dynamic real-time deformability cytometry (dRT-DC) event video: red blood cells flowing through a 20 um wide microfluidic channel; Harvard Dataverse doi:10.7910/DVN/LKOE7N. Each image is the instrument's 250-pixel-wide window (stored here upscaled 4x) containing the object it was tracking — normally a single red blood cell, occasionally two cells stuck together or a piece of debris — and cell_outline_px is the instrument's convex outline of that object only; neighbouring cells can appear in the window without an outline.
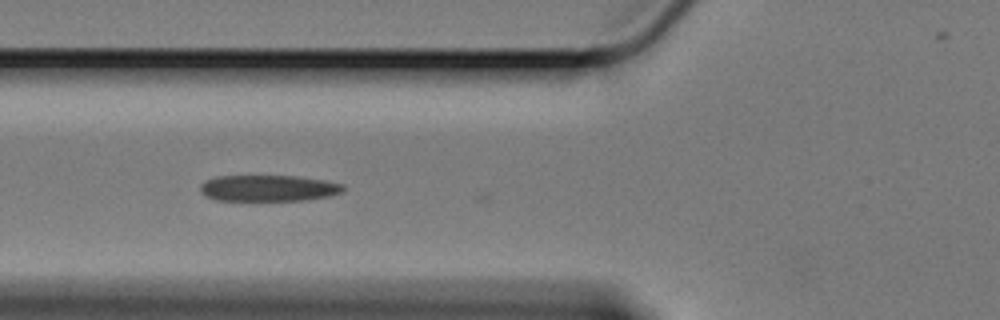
{"species": "Egyptian fruit bat (a non-hibernating species)", "species_latin": "Rousettus aegyptiacus", "temperature_condition": "cold", "stored_images_in_passage": 5, "camera_frame_rate_fps": 3000, "um_per_image_px": 0.085, "animal": {"sex": "female"}, "frame": {"image": 1, "passage_image": 4, "time_ms": 1.0, "image_size_px": [1000, 320], "cell_outline_px": [[344, 192], [328, 196], [308, 200], [216, 200], [204, 196], [200, 192], [200, 184], [204, 180], [216, 176], [296, 176], [324, 180], [344, 184]], "centroid_in_image_um": [22.79, 15.99], "position_along_channel_um": 103.0, "area_um2": 22.02}}